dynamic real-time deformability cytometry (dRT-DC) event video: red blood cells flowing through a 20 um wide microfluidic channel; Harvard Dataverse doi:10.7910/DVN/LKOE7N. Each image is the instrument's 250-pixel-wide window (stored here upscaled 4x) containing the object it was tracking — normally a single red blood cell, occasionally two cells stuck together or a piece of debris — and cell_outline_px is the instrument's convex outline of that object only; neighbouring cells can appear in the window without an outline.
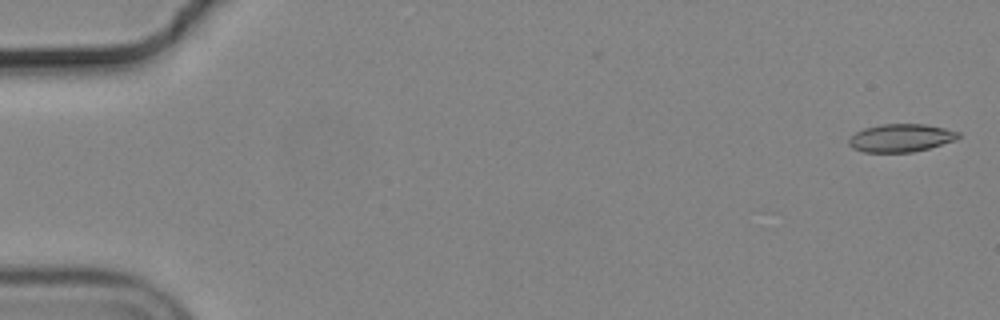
{"species": "common noctule bat (a hibernating species)", "species_latin": "Nyctalus noctula", "temperature_condition": "cold", "stored_images_in_passage": 15, "camera_frame_rate_fps": 3000, "um_per_image_px": 0.085, "animal": {"sex": "male", "body_mass_g": 19.2, "forearm_length_mm": 51.8}, "frame": {"image": 1, "passage_image": 2, "time_ms": 0.333, "image_size_px": [1000, 320], "cell_outline_px": [[960, 136], [956, 140], [928, 148], [912, 152], [864, 152], [852, 148], [848, 144], [848, 140], [856, 132], [864, 128], [884, 124], [924, 124], [944, 128], [960, 132]], "centroid_in_image_um": [76.57, 11.72], "position_along_channel_um": 8.4, "area_um2": 17.74}}